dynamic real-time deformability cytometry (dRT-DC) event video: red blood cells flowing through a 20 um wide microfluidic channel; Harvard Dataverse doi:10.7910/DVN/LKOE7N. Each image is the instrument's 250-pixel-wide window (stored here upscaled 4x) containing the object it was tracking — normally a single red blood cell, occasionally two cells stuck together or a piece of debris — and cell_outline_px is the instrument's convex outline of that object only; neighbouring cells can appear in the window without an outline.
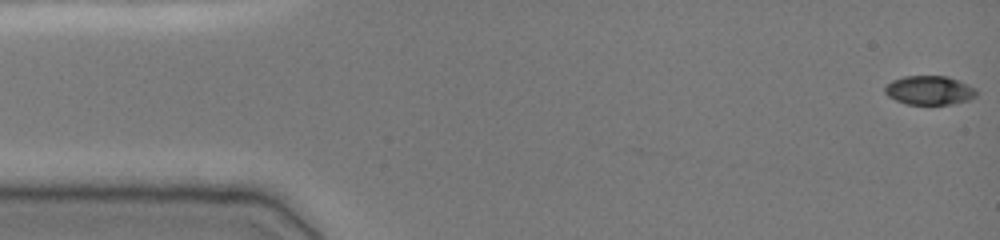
{"species": "common noctule bat (a hibernating species)", "species_latin": "Nyctalus noctula", "temperature_condition": "cold", "stored_images_in_passage": 5, "camera_frame_rate_fps": 3000, "um_per_image_px": 0.085, "animal": {"sex": "female", "body_mass_g": 19.0, "forearm_length_mm": 51.5}, "frame": {"image": 1, "passage_image": 1, "time_ms": 0.0, "image_size_px": [1000, 240], "cell_outline_px": [[976, 96], [968, 100], [952, 104], [908, 104], [896, 100], [888, 96], [884, 92], [884, 84], [892, 80], [904, 76], [948, 76], [968, 84], [976, 88]], "centroid_in_image_um": [78.98, 7.66], "position_along_channel_um": 6.0, "area_um2": 15.55}}